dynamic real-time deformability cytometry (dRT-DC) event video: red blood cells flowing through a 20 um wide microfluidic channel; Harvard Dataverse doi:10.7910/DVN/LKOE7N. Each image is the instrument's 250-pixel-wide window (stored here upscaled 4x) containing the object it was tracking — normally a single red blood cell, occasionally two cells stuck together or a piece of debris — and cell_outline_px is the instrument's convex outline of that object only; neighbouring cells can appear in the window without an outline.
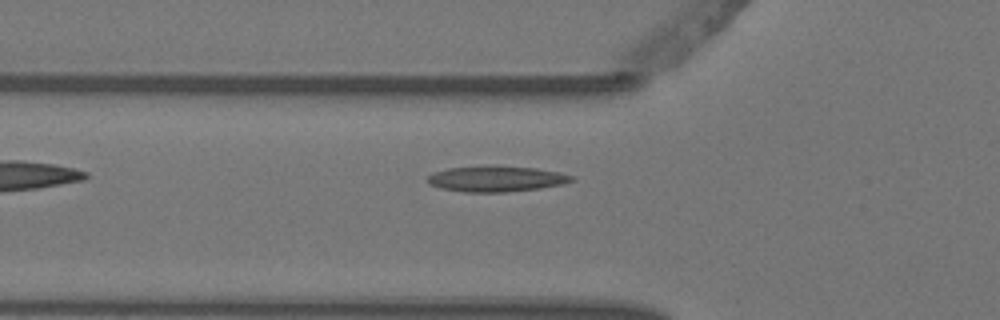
{"species": "Egyptian fruit bat (a non-hibernating species)", "species_latin": "Rousettus aegyptiacus", "temperature_condition": "warm", "stored_images_in_passage": 2, "camera_frame_rate_fps": 3000, "um_per_image_px": 0.085, "animal": {"sex": "female"}, "frame": {"image": 1, "passage_image": 2, "time_ms": 0.333, "image_size_px": [1000, 320], "cell_outline_px": [[576, 180], [564, 184], [540, 188], [504, 192], [464, 192], [440, 188], [428, 184], [428, 176], [432, 172], [448, 168], [496, 164], [536, 168], [560, 172], [572, 176]], "centroid_in_image_um": [42.18, 15.18], "position_along_channel_um": 83.6, "area_um2": 22.08}}